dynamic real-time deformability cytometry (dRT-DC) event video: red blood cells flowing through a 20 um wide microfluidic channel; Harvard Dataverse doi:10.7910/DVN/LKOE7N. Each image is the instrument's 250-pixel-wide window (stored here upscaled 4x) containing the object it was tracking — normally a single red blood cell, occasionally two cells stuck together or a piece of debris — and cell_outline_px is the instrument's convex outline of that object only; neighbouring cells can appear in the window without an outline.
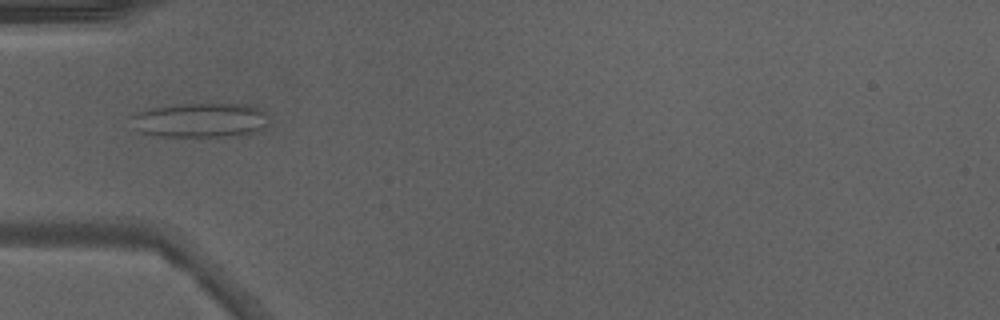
{"species": "Egyptian fruit bat (a non-hibernating species)", "species_latin": "Rousettus aegyptiacus", "temperature_condition": "warm", "stored_images_in_passage": 40, "camera_frame_rate_fps": 3000, "um_per_image_px": 0.085, "animal": {"sex": "male"}, "frame": {"image": 1, "passage_image": 17, "time_ms": 5.333, "image_size_px": [1000, 320], "cell_outline_px": [[268, 116], [264, 128], [244, 136], [156, 136], [140, 132], [132, 116], [136, 112], [156, 108], [188, 104], [240, 104], [260, 108], [268, 112]], "centroid_in_image_um": [17.13, 10.23], "position_along_channel_um": 67.9, "area_um2": 27.28}, "authors_computed_cell_mechanics": {"area_um2": 21.8195, "velocity_mm_per_s": 4.2773, "shape_relaxation_time_tau1_ms": null, "shape_relaxation_time_tau2_ms": 1.3648, "deformation_change_tau1": null, "deformation_change_tau2": 0.0995}}